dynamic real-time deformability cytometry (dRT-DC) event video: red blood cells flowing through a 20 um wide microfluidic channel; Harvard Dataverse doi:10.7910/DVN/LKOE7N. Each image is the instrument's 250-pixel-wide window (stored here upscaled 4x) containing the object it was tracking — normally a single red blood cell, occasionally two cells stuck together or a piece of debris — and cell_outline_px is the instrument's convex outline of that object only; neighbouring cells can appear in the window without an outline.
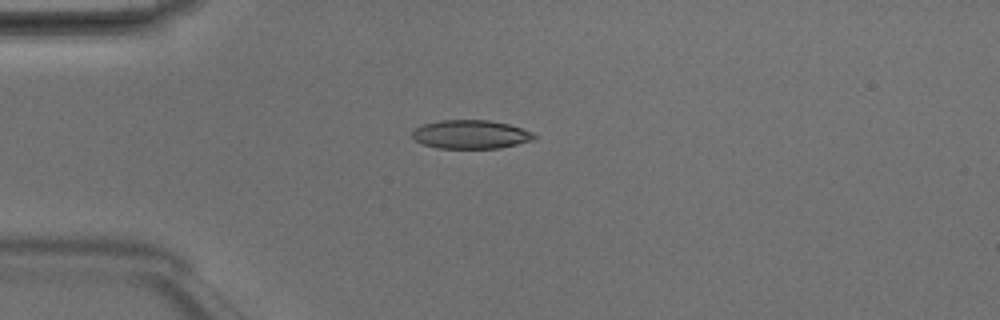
{"species": "Egyptian fruit bat (a non-hibernating species)", "species_latin": "Rousettus aegyptiacus", "temperature_condition": "room temperature", "stored_images_in_passage": 4, "camera_frame_rate_fps": 3000, "um_per_image_px": 0.085, "animal": {"sex": "male"}, "frame": {"image": 1, "passage_image": 4, "time_ms": 1.0, "image_size_px": [1000, 320], "cell_outline_px": [[536, 136], [532, 140], [500, 148], [436, 148], [424, 144], [416, 140], [412, 136], [412, 132], [416, 128], [424, 124], [440, 120], [488, 120], [508, 124], [532, 132]], "centroid_in_image_um": [40.0, 11.42], "position_along_channel_um": 45.0, "area_um2": 20.11}}